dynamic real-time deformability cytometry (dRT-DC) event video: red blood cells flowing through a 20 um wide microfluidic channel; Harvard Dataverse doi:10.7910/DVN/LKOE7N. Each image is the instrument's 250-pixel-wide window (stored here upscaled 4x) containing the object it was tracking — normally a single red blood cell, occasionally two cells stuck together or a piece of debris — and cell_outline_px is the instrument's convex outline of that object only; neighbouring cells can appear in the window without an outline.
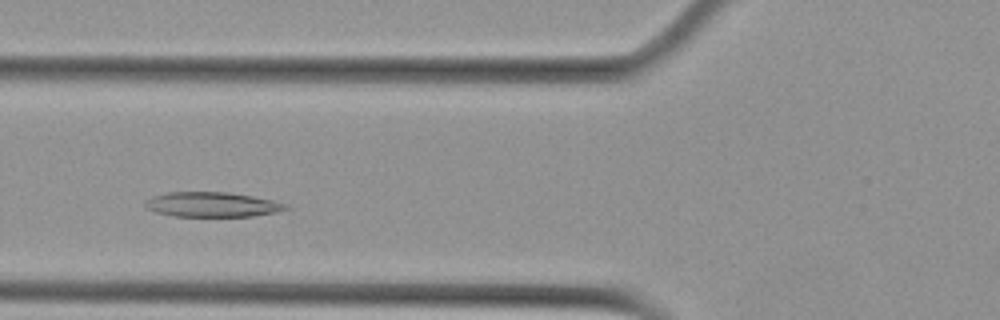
{"species": "Egyptian fruit bat (a non-hibernating species)", "species_latin": "Rousettus aegyptiacus", "temperature_condition": "cold", "stored_images_in_passage": 7, "camera_frame_rate_fps": 3000, "um_per_image_px": 0.085, "animal": {"sex": "female"}, "frame": {"image": 1, "passage_image": 3, "time_ms": 0.667, "image_size_px": [1000, 320], "cell_outline_px": [[292, 208], [276, 212], [252, 216], [172, 216], [156, 212], [144, 208], [144, 200], [152, 196], [168, 192], [228, 192], [252, 196], [272, 200], [288, 204]], "centroid_in_image_um": [18.01, 17.38], "position_along_channel_um": 107.8, "area_um2": 20.52}}
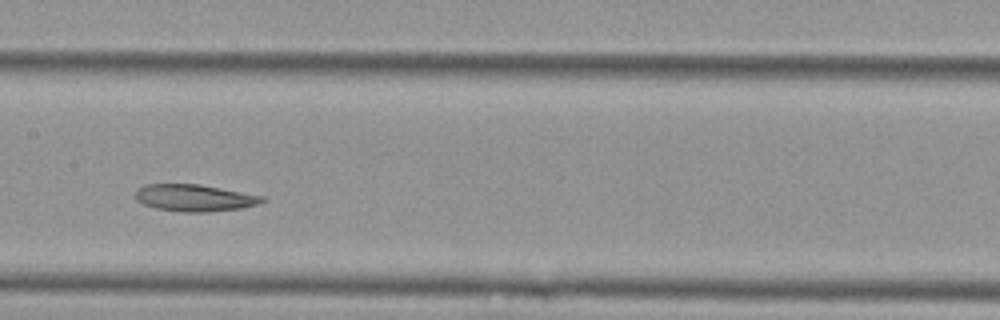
{"frame": {"image": 2, "passage_image": 5, "time_ms": 1.333, "image_size_px": [1000, 320], "cell_outline_px": [[268, 200], [256, 204], [240, 208], [204, 212], [184, 212], [156, 208], [144, 204], [136, 200], [136, 188], [144, 184], [200, 184], [264, 196]], "centroid_in_image_um": [16.52, 16.81], "position_along_channel_um": 190.9, "area_um2": 19.83}}
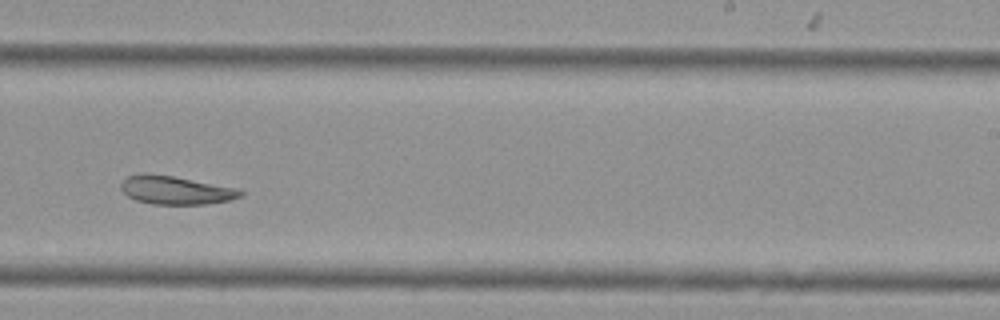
{"frame": {"image": 3, "passage_image": 7, "time_ms": 2.0, "image_size_px": [1000, 320], "cell_outline_px": [[244, 196], [232, 200], [208, 204], [152, 204], [136, 200], [128, 196], [120, 188], [120, 184], [128, 176], [144, 172], [148, 172], [172, 176], [240, 188], [244, 192]], "centroid_in_image_um": [14.98, 16.16], "position_along_channel_um": 274.0, "area_um2": 20.06}}